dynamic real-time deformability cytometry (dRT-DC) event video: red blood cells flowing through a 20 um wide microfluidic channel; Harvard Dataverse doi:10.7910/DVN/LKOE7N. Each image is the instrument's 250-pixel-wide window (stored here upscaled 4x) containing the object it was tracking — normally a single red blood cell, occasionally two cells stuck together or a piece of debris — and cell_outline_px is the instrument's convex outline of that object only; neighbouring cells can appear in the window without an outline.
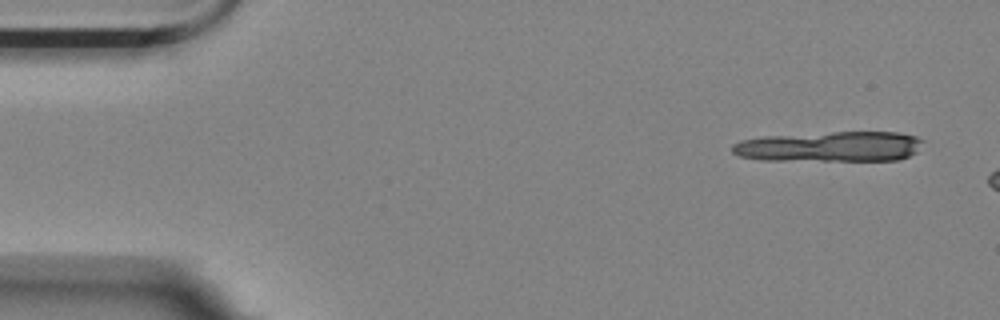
{"species": "Egyptian fruit bat (a non-hibernating species)", "species_latin": "Rousettus aegyptiacus", "temperature_condition": "room temperature", "stored_images_in_passage": 3, "camera_frame_rate_fps": 3000, "um_per_image_px": 0.085, "animal": {"sex": "female"}, "frame": {"image": 1, "passage_image": 1, "time_ms": 0.0, "image_size_px": [1000, 320], "cell_outline_px": [[924, 140], [916, 152], [900, 160], [760, 160], [740, 156], [732, 152], [732, 144], [740, 140], [764, 136], [832, 132], [896, 132], [916, 136]], "centroid_in_image_um": [70.53, 12.46], "position_along_channel_um": 14.5, "area_um2": 33.7}}